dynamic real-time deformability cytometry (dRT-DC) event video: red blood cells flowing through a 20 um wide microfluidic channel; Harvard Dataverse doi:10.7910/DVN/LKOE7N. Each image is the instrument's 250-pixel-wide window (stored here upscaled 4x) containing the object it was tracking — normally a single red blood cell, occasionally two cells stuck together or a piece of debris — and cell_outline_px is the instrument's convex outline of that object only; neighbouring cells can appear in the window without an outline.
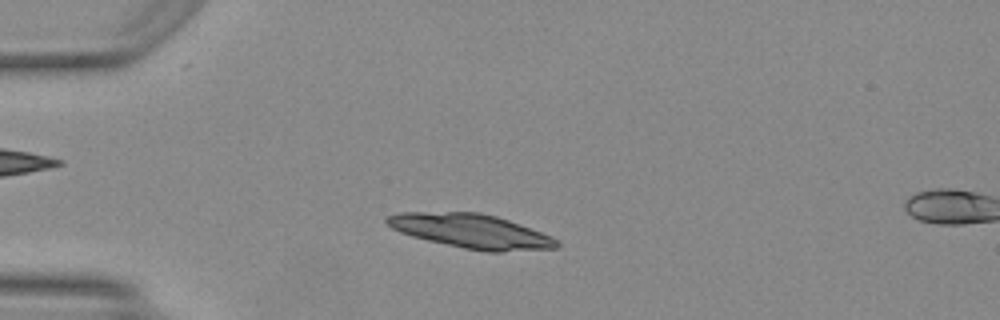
{"species": "Egyptian fruit bat (a non-hibernating species)", "species_latin": "Rousettus aegyptiacus", "temperature_condition": "warm", "stored_images_in_passage": 12, "camera_frame_rate_fps": 3000, "um_per_image_px": 0.085, "animal": {"sex": "female"}, "frame": {"image": 1, "passage_image": 9, "time_ms": 2.667, "image_size_px": [1000, 320], "cell_outline_px": [[560, 244], [556, 248], [500, 252], [488, 252], [464, 248], [428, 240], [412, 236], [400, 232], [392, 228], [384, 220], [384, 216], [400, 212], [480, 212], [496, 216], [508, 220], [552, 236]], "centroid_in_image_um": [40.03, 19.64], "position_along_channel_um": 45.0, "area_um2": 33.7}}